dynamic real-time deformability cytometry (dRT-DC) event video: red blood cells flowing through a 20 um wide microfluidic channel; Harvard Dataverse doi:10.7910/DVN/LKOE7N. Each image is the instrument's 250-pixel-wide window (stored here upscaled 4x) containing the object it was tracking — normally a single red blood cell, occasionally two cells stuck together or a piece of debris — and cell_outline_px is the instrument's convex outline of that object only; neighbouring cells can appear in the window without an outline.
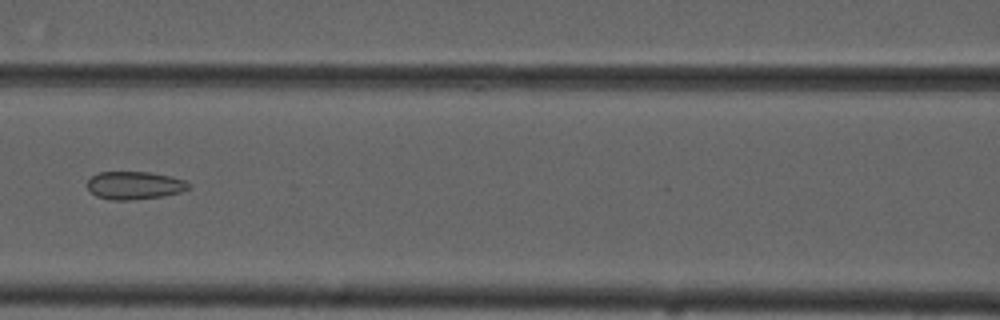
{"species": "common noctule bat (a hibernating species)", "species_latin": "Nyctalus noctula", "temperature_condition": "cold", "stored_images_in_passage": 6, "camera_frame_rate_fps": 3000, "um_per_image_px": 0.085, "animal": {"sex": "male", "forearm_length_mm": 52.5}, "frame": {"image": 1, "passage_image": 6, "time_ms": 6.667, "image_size_px": [1000, 320], "cell_outline_px": [[188, 188], [180, 192], [160, 196], [128, 200], [112, 200], [96, 196], [84, 184], [92, 176], [100, 172], [148, 172], [168, 176], [184, 180], [188, 184]], "centroid_in_image_um": [11.36, 15.75], "position_along_channel_um": 155.2, "area_um2": 16.18}}